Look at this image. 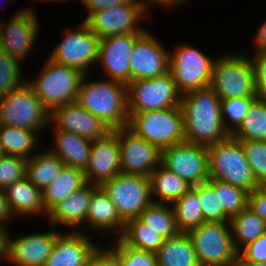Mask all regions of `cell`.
<instances>
[{
    "mask_svg": "<svg viewBox=\"0 0 266 266\" xmlns=\"http://www.w3.org/2000/svg\"><path fill=\"white\" fill-rule=\"evenodd\" d=\"M145 13L138 0H135L133 3L92 12L84 21L100 39L121 34H143L146 30L137 24Z\"/></svg>",
    "mask_w": 266,
    "mask_h": 266,
    "instance_id": "15",
    "label": "cell"
},
{
    "mask_svg": "<svg viewBox=\"0 0 266 266\" xmlns=\"http://www.w3.org/2000/svg\"><path fill=\"white\" fill-rule=\"evenodd\" d=\"M49 116L50 113L27 82L0 98V125L38 133L48 123L50 125Z\"/></svg>",
    "mask_w": 266,
    "mask_h": 266,
    "instance_id": "8",
    "label": "cell"
},
{
    "mask_svg": "<svg viewBox=\"0 0 266 266\" xmlns=\"http://www.w3.org/2000/svg\"><path fill=\"white\" fill-rule=\"evenodd\" d=\"M129 58L130 81L161 76L169 71L170 53L149 31L135 41Z\"/></svg>",
    "mask_w": 266,
    "mask_h": 266,
    "instance_id": "16",
    "label": "cell"
},
{
    "mask_svg": "<svg viewBox=\"0 0 266 266\" xmlns=\"http://www.w3.org/2000/svg\"><path fill=\"white\" fill-rule=\"evenodd\" d=\"M55 130L75 133L83 138L94 141L104 137L111 129L97 117L83 108L77 101L54 109L49 116Z\"/></svg>",
    "mask_w": 266,
    "mask_h": 266,
    "instance_id": "21",
    "label": "cell"
},
{
    "mask_svg": "<svg viewBox=\"0 0 266 266\" xmlns=\"http://www.w3.org/2000/svg\"><path fill=\"white\" fill-rule=\"evenodd\" d=\"M181 97L170 71L153 78L133 80L127 85L128 113L180 106Z\"/></svg>",
    "mask_w": 266,
    "mask_h": 266,
    "instance_id": "9",
    "label": "cell"
},
{
    "mask_svg": "<svg viewBox=\"0 0 266 266\" xmlns=\"http://www.w3.org/2000/svg\"><path fill=\"white\" fill-rule=\"evenodd\" d=\"M161 164L191 186L207 182L209 162L207 146L182 142L162 150Z\"/></svg>",
    "mask_w": 266,
    "mask_h": 266,
    "instance_id": "13",
    "label": "cell"
},
{
    "mask_svg": "<svg viewBox=\"0 0 266 266\" xmlns=\"http://www.w3.org/2000/svg\"><path fill=\"white\" fill-rule=\"evenodd\" d=\"M119 238L130 247L154 253L164 241L162 236L149 228L139 218L127 220L124 231Z\"/></svg>",
    "mask_w": 266,
    "mask_h": 266,
    "instance_id": "35",
    "label": "cell"
},
{
    "mask_svg": "<svg viewBox=\"0 0 266 266\" xmlns=\"http://www.w3.org/2000/svg\"><path fill=\"white\" fill-rule=\"evenodd\" d=\"M98 185L86 183L84 186L67 196L58 203L49 213L50 225H69L74 229L85 223L90 200ZM60 223V224H59Z\"/></svg>",
    "mask_w": 266,
    "mask_h": 266,
    "instance_id": "23",
    "label": "cell"
},
{
    "mask_svg": "<svg viewBox=\"0 0 266 266\" xmlns=\"http://www.w3.org/2000/svg\"><path fill=\"white\" fill-rule=\"evenodd\" d=\"M45 2L46 1H56V2H58V1H67V0H44ZM69 1V0H68ZM81 2H82V0H80Z\"/></svg>",
    "mask_w": 266,
    "mask_h": 266,
    "instance_id": "56",
    "label": "cell"
},
{
    "mask_svg": "<svg viewBox=\"0 0 266 266\" xmlns=\"http://www.w3.org/2000/svg\"><path fill=\"white\" fill-rule=\"evenodd\" d=\"M259 186L266 187V141H240Z\"/></svg>",
    "mask_w": 266,
    "mask_h": 266,
    "instance_id": "40",
    "label": "cell"
},
{
    "mask_svg": "<svg viewBox=\"0 0 266 266\" xmlns=\"http://www.w3.org/2000/svg\"><path fill=\"white\" fill-rule=\"evenodd\" d=\"M128 114V128L161 151L184 142V119L180 106Z\"/></svg>",
    "mask_w": 266,
    "mask_h": 266,
    "instance_id": "5",
    "label": "cell"
},
{
    "mask_svg": "<svg viewBox=\"0 0 266 266\" xmlns=\"http://www.w3.org/2000/svg\"><path fill=\"white\" fill-rule=\"evenodd\" d=\"M254 42L256 44L255 53H265L266 52V20L257 30Z\"/></svg>",
    "mask_w": 266,
    "mask_h": 266,
    "instance_id": "50",
    "label": "cell"
},
{
    "mask_svg": "<svg viewBox=\"0 0 266 266\" xmlns=\"http://www.w3.org/2000/svg\"><path fill=\"white\" fill-rule=\"evenodd\" d=\"M230 135L239 141H266V100L257 98L241 125Z\"/></svg>",
    "mask_w": 266,
    "mask_h": 266,
    "instance_id": "36",
    "label": "cell"
},
{
    "mask_svg": "<svg viewBox=\"0 0 266 266\" xmlns=\"http://www.w3.org/2000/svg\"><path fill=\"white\" fill-rule=\"evenodd\" d=\"M230 227V222H203L187 232L201 266H237Z\"/></svg>",
    "mask_w": 266,
    "mask_h": 266,
    "instance_id": "6",
    "label": "cell"
},
{
    "mask_svg": "<svg viewBox=\"0 0 266 266\" xmlns=\"http://www.w3.org/2000/svg\"><path fill=\"white\" fill-rule=\"evenodd\" d=\"M82 233H60L44 266H82L98 246Z\"/></svg>",
    "mask_w": 266,
    "mask_h": 266,
    "instance_id": "22",
    "label": "cell"
},
{
    "mask_svg": "<svg viewBox=\"0 0 266 266\" xmlns=\"http://www.w3.org/2000/svg\"><path fill=\"white\" fill-rule=\"evenodd\" d=\"M37 132L13 126L0 125V143L5 155L20 156L27 160L38 142Z\"/></svg>",
    "mask_w": 266,
    "mask_h": 266,
    "instance_id": "32",
    "label": "cell"
},
{
    "mask_svg": "<svg viewBox=\"0 0 266 266\" xmlns=\"http://www.w3.org/2000/svg\"><path fill=\"white\" fill-rule=\"evenodd\" d=\"M207 149L209 178L240 187L249 193L260 187L239 140L230 135L221 142L207 146Z\"/></svg>",
    "mask_w": 266,
    "mask_h": 266,
    "instance_id": "3",
    "label": "cell"
},
{
    "mask_svg": "<svg viewBox=\"0 0 266 266\" xmlns=\"http://www.w3.org/2000/svg\"><path fill=\"white\" fill-rule=\"evenodd\" d=\"M135 0H82V4L89 10V15L110 7H115L120 4L133 3Z\"/></svg>",
    "mask_w": 266,
    "mask_h": 266,
    "instance_id": "47",
    "label": "cell"
},
{
    "mask_svg": "<svg viewBox=\"0 0 266 266\" xmlns=\"http://www.w3.org/2000/svg\"><path fill=\"white\" fill-rule=\"evenodd\" d=\"M210 86L221 100L257 97L254 69L250 58L228 54L215 59Z\"/></svg>",
    "mask_w": 266,
    "mask_h": 266,
    "instance_id": "7",
    "label": "cell"
},
{
    "mask_svg": "<svg viewBox=\"0 0 266 266\" xmlns=\"http://www.w3.org/2000/svg\"><path fill=\"white\" fill-rule=\"evenodd\" d=\"M237 266H266V263H259V262H238Z\"/></svg>",
    "mask_w": 266,
    "mask_h": 266,
    "instance_id": "54",
    "label": "cell"
},
{
    "mask_svg": "<svg viewBox=\"0 0 266 266\" xmlns=\"http://www.w3.org/2000/svg\"><path fill=\"white\" fill-rule=\"evenodd\" d=\"M138 218L164 239L174 237L179 233L172 204L170 206L167 203L152 202Z\"/></svg>",
    "mask_w": 266,
    "mask_h": 266,
    "instance_id": "34",
    "label": "cell"
},
{
    "mask_svg": "<svg viewBox=\"0 0 266 266\" xmlns=\"http://www.w3.org/2000/svg\"><path fill=\"white\" fill-rule=\"evenodd\" d=\"M37 18L35 12L29 9L14 14L8 24L0 21V49L22 62L36 45Z\"/></svg>",
    "mask_w": 266,
    "mask_h": 266,
    "instance_id": "17",
    "label": "cell"
},
{
    "mask_svg": "<svg viewBox=\"0 0 266 266\" xmlns=\"http://www.w3.org/2000/svg\"><path fill=\"white\" fill-rule=\"evenodd\" d=\"M55 131L56 148L50 151L58 156L64 165L85 171L89 163L92 141L75 133Z\"/></svg>",
    "mask_w": 266,
    "mask_h": 266,
    "instance_id": "26",
    "label": "cell"
},
{
    "mask_svg": "<svg viewBox=\"0 0 266 266\" xmlns=\"http://www.w3.org/2000/svg\"><path fill=\"white\" fill-rule=\"evenodd\" d=\"M87 76L76 101L111 130L128 127L127 85L113 80L86 82Z\"/></svg>",
    "mask_w": 266,
    "mask_h": 266,
    "instance_id": "2",
    "label": "cell"
},
{
    "mask_svg": "<svg viewBox=\"0 0 266 266\" xmlns=\"http://www.w3.org/2000/svg\"><path fill=\"white\" fill-rule=\"evenodd\" d=\"M99 266H121L119 255L112 249H99Z\"/></svg>",
    "mask_w": 266,
    "mask_h": 266,
    "instance_id": "48",
    "label": "cell"
},
{
    "mask_svg": "<svg viewBox=\"0 0 266 266\" xmlns=\"http://www.w3.org/2000/svg\"><path fill=\"white\" fill-rule=\"evenodd\" d=\"M19 60L0 49V98L19 89L26 83L21 78Z\"/></svg>",
    "mask_w": 266,
    "mask_h": 266,
    "instance_id": "39",
    "label": "cell"
},
{
    "mask_svg": "<svg viewBox=\"0 0 266 266\" xmlns=\"http://www.w3.org/2000/svg\"><path fill=\"white\" fill-rule=\"evenodd\" d=\"M60 233H33L13 240L7 234L5 259L15 266H44Z\"/></svg>",
    "mask_w": 266,
    "mask_h": 266,
    "instance_id": "20",
    "label": "cell"
},
{
    "mask_svg": "<svg viewBox=\"0 0 266 266\" xmlns=\"http://www.w3.org/2000/svg\"><path fill=\"white\" fill-rule=\"evenodd\" d=\"M142 34H121L100 39L98 62L110 80L130 83L129 57L135 41Z\"/></svg>",
    "mask_w": 266,
    "mask_h": 266,
    "instance_id": "19",
    "label": "cell"
},
{
    "mask_svg": "<svg viewBox=\"0 0 266 266\" xmlns=\"http://www.w3.org/2000/svg\"><path fill=\"white\" fill-rule=\"evenodd\" d=\"M65 31L63 41L53 49L49 58L56 63L74 68L84 75L98 62L100 38L83 20L76 31Z\"/></svg>",
    "mask_w": 266,
    "mask_h": 266,
    "instance_id": "12",
    "label": "cell"
},
{
    "mask_svg": "<svg viewBox=\"0 0 266 266\" xmlns=\"http://www.w3.org/2000/svg\"><path fill=\"white\" fill-rule=\"evenodd\" d=\"M112 249L119 255L121 266H157L156 254L126 245L120 238Z\"/></svg>",
    "mask_w": 266,
    "mask_h": 266,
    "instance_id": "42",
    "label": "cell"
},
{
    "mask_svg": "<svg viewBox=\"0 0 266 266\" xmlns=\"http://www.w3.org/2000/svg\"><path fill=\"white\" fill-rule=\"evenodd\" d=\"M180 107L184 119V142L210 146L230 136L223 123L221 98L211 86L183 94Z\"/></svg>",
    "mask_w": 266,
    "mask_h": 266,
    "instance_id": "1",
    "label": "cell"
},
{
    "mask_svg": "<svg viewBox=\"0 0 266 266\" xmlns=\"http://www.w3.org/2000/svg\"><path fill=\"white\" fill-rule=\"evenodd\" d=\"M114 131L117 133L119 142L121 172L149 177L161 164L162 151L136 135L128 127Z\"/></svg>",
    "mask_w": 266,
    "mask_h": 266,
    "instance_id": "14",
    "label": "cell"
},
{
    "mask_svg": "<svg viewBox=\"0 0 266 266\" xmlns=\"http://www.w3.org/2000/svg\"><path fill=\"white\" fill-rule=\"evenodd\" d=\"M151 197L153 194L160 199L155 202L170 205L181 198L192 186L176 173L169 171L160 164L149 176Z\"/></svg>",
    "mask_w": 266,
    "mask_h": 266,
    "instance_id": "29",
    "label": "cell"
},
{
    "mask_svg": "<svg viewBox=\"0 0 266 266\" xmlns=\"http://www.w3.org/2000/svg\"><path fill=\"white\" fill-rule=\"evenodd\" d=\"M254 69L255 88L257 97L266 100V55L255 53L254 59L250 58Z\"/></svg>",
    "mask_w": 266,
    "mask_h": 266,
    "instance_id": "45",
    "label": "cell"
},
{
    "mask_svg": "<svg viewBox=\"0 0 266 266\" xmlns=\"http://www.w3.org/2000/svg\"><path fill=\"white\" fill-rule=\"evenodd\" d=\"M155 254L157 266H201L187 233L164 239Z\"/></svg>",
    "mask_w": 266,
    "mask_h": 266,
    "instance_id": "28",
    "label": "cell"
},
{
    "mask_svg": "<svg viewBox=\"0 0 266 266\" xmlns=\"http://www.w3.org/2000/svg\"><path fill=\"white\" fill-rule=\"evenodd\" d=\"M64 163L54 153L43 151L27 160L26 176L36 187L43 190L59 174Z\"/></svg>",
    "mask_w": 266,
    "mask_h": 266,
    "instance_id": "31",
    "label": "cell"
},
{
    "mask_svg": "<svg viewBox=\"0 0 266 266\" xmlns=\"http://www.w3.org/2000/svg\"><path fill=\"white\" fill-rule=\"evenodd\" d=\"M8 230L0 227V258H5L6 255V237Z\"/></svg>",
    "mask_w": 266,
    "mask_h": 266,
    "instance_id": "52",
    "label": "cell"
},
{
    "mask_svg": "<svg viewBox=\"0 0 266 266\" xmlns=\"http://www.w3.org/2000/svg\"><path fill=\"white\" fill-rule=\"evenodd\" d=\"M248 206L266 223V187L260 186L248 195Z\"/></svg>",
    "mask_w": 266,
    "mask_h": 266,
    "instance_id": "46",
    "label": "cell"
},
{
    "mask_svg": "<svg viewBox=\"0 0 266 266\" xmlns=\"http://www.w3.org/2000/svg\"><path fill=\"white\" fill-rule=\"evenodd\" d=\"M86 183L83 170L64 165L59 174L42 190L46 212L49 213L58 203Z\"/></svg>",
    "mask_w": 266,
    "mask_h": 266,
    "instance_id": "27",
    "label": "cell"
},
{
    "mask_svg": "<svg viewBox=\"0 0 266 266\" xmlns=\"http://www.w3.org/2000/svg\"><path fill=\"white\" fill-rule=\"evenodd\" d=\"M185 1V0H183ZM182 0H143V1H138L140 3V5L142 6V8L144 9V11H146V14H147V6L148 4L151 5L150 3L152 4H158V5H164L165 6H171V7H174L175 5L177 6V4H181L180 2H183ZM149 2V3H148ZM148 3V4H147Z\"/></svg>",
    "mask_w": 266,
    "mask_h": 266,
    "instance_id": "51",
    "label": "cell"
},
{
    "mask_svg": "<svg viewBox=\"0 0 266 266\" xmlns=\"http://www.w3.org/2000/svg\"><path fill=\"white\" fill-rule=\"evenodd\" d=\"M3 155H5V154H4V151H3L1 143H0V157H2Z\"/></svg>",
    "mask_w": 266,
    "mask_h": 266,
    "instance_id": "55",
    "label": "cell"
},
{
    "mask_svg": "<svg viewBox=\"0 0 266 266\" xmlns=\"http://www.w3.org/2000/svg\"><path fill=\"white\" fill-rule=\"evenodd\" d=\"M192 189L198 194L205 222H230L220 203L219 191H215L208 182L192 186Z\"/></svg>",
    "mask_w": 266,
    "mask_h": 266,
    "instance_id": "38",
    "label": "cell"
},
{
    "mask_svg": "<svg viewBox=\"0 0 266 266\" xmlns=\"http://www.w3.org/2000/svg\"><path fill=\"white\" fill-rule=\"evenodd\" d=\"M12 217L13 214L10 211L5 191L0 189V227L7 230L8 228L5 227L6 226L5 222L8 223L7 222L9 221L8 219H11Z\"/></svg>",
    "mask_w": 266,
    "mask_h": 266,
    "instance_id": "49",
    "label": "cell"
},
{
    "mask_svg": "<svg viewBox=\"0 0 266 266\" xmlns=\"http://www.w3.org/2000/svg\"><path fill=\"white\" fill-rule=\"evenodd\" d=\"M4 191L13 216L38 213L48 216L42 201V190L34 186L27 176L8 185Z\"/></svg>",
    "mask_w": 266,
    "mask_h": 266,
    "instance_id": "25",
    "label": "cell"
},
{
    "mask_svg": "<svg viewBox=\"0 0 266 266\" xmlns=\"http://www.w3.org/2000/svg\"><path fill=\"white\" fill-rule=\"evenodd\" d=\"M242 248L238 251V262L266 263V231L257 240Z\"/></svg>",
    "mask_w": 266,
    "mask_h": 266,
    "instance_id": "44",
    "label": "cell"
},
{
    "mask_svg": "<svg viewBox=\"0 0 266 266\" xmlns=\"http://www.w3.org/2000/svg\"><path fill=\"white\" fill-rule=\"evenodd\" d=\"M82 266H99V247H97V249Z\"/></svg>",
    "mask_w": 266,
    "mask_h": 266,
    "instance_id": "53",
    "label": "cell"
},
{
    "mask_svg": "<svg viewBox=\"0 0 266 266\" xmlns=\"http://www.w3.org/2000/svg\"><path fill=\"white\" fill-rule=\"evenodd\" d=\"M101 187L125 222L138 218L146 207L155 202L151 197L149 177L121 173L104 182Z\"/></svg>",
    "mask_w": 266,
    "mask_h": 266,
    "instance_id": "10",
    "label": "cell"
},
{
    "mask_svg": "<svg viewBox=\"0 0 266 266\" xmlns=\"http://www.w3.org/2000/svg\"><path fill=\"white\" fill-rule=\"evenodd\" d=\"M27 159L20 156L0 157V189L4 190L13 182L26 177Z\"/></svg>",
    "mask_w": 266,
    "mask_h": 266,
    "instance_id": "43",
    "label": "cell"
},
{
    "mask_svg": "<svg viewBox=\"0 0 266 266\" xmlns=\"http://www.w3.org/2000/svg\"><path fill=\"white\" fill-rule=\"evenodd\" d=\"M257 98L258 97H240L221 100V113L224 127L230 134L241 125L249 112L251 104ZM224 116L228 117L234 125L231 127L229 124L226 125Z\"/></svg>",
    "mask_w": 266,
    "mask_h": 266,
    "instance_id": "41",
    "label": "cell"
},
{
    "mask_svg": "<svg viewBox=\"0 0 266 266\" xmlns=\"http://www.w3.org/2000/svg\"><path fill=\"white\" fill-rule=\"evenodd\" d=\"M121 173L117 133L111 130L104 137L92 141L89 163L84 171L85 180L101 186Z\"/></svg>",
    "mask_w": 266,
    "mask_h": 266,
    "instance_id": "18",
    "label": "cell"
},
{
    "mask_svg": "<svg viewBox=\"0 0 266 266\" xmlns=\"http://www.w3.org/2000/svg\"><path fill=\"white\" fill-rule=\"evenodd\" d=\"M39 76L36 81L27 83L42 101L45 109L51 113L54 109L77 100L84 74L49 58L46 59Z\"/></svg>",
    "mask_w": 266,
    "mask_h": 266,
    "instance_id": "4",
    "label": "cell"
},
{
    "mask_svg": "<svg viewBox=\"0 0 266 266\" xmlns=\"http://www.w3.org/2000/svg\"><path fill=\"white\" fill-rule=\"evenodd\" d=\"M207 182L215 191H219L220 203L230 219L248 206V191L214 178H209Z\"/></svg>",
    "mask_w": 266,
    "mask_h": 266,
    "instance_id": "37",
    "label": "cell"
},
{
    "mask_svg": "<svg viewBox=\"0 0 266 266\" xmlns=\"http://www.w3.org/2000/svg\"><path fill=\"white\" fill-rule=\"evenodd\" d=\"M230 225L234 247L237 251H240L241 245L245 246L257 240L266 231V223L249 206L232 217Z\"/></svg>",
    "mask_w": 266,
    "mask_h": 266,
    "instance_id": "30",
    "label": "cell"
},
{
    "mask_svg": "<svg viewBox=\"0 0 266 266\" xmlns=\"http://www.w3.org/2000/svg\"><path fill=\"white\" fill-rule=\"evenodd\" d=\"M172 204L179 232L187 233L205 222L198 194L192 188Z\"/></svg>",
    "mask_w": 266,
    "mask_h": 266,
    "instance_id": "33",
    "label": "cell"
},
{
    "mask_svg": "<svg viewBox=\"0 0 266 266\" xmlns=\"http://www.w3.org/2000/svg\"><path fill=\"white\" fill-rule=\"evenodd\" d=\"M85 223L95 230L105 232L114 230L118 233V237L124 231L125 221L120 217L114 203L101 186L92 195Z\"/></svg>",
    "mask_w": 266,
    "mask_h": 266,
    "instance_id": "24",
    "label": "cell"
},
{
    "mask_svg": "<svg viewBox=\"0 0 266 266\" xmlns=\"http://www.w3.org/2000/svg\"><path fill=\"white\" fill-rule=\"evenodd\" d=\"M215 59L200 50L181 45L170 53L169 71L177 90L183 95L189 91L210 86Z\"/></svg>",
    "mask_w": 266,
    "mask_h": 266,
    "instance_id": "11",
    "label": "cell"
}]
</instances>
